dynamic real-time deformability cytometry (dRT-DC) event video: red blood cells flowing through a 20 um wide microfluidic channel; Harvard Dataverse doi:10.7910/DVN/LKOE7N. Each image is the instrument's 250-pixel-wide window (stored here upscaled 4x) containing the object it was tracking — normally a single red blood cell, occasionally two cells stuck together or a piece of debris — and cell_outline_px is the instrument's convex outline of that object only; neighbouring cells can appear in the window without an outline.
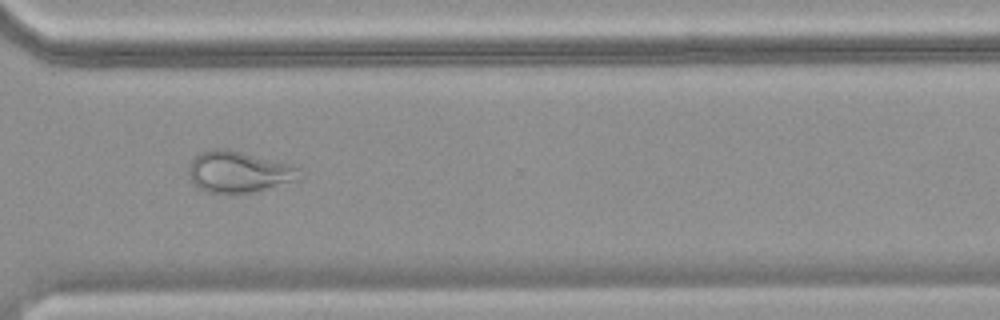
{"species": "common noctule bat (a hibernating species)", "species_latin": "Nyctalus noctula", "temperature_condition": "warm", "stored_images_in_passage": 70, "camera_frame_rate_fps": 3000, "um_per_image_px": 0.085, "animal": {"sex": "female", "body_mass_g": 18.4}, "frame": {"image": 1, "passage_image": 53, "time_ms": 17.333, "image_size_px": [1000, 320], "cell_outline_px": [[300, 180], [256, 192], [228, 196], [208, 192], [192, 184], [188, 176], [188, 164], [192, 156], [200, 152], [212, 148], [228, 148], [292, 164], [300, 168]], "centroid_in_image_um": [20.26, 14.63], "position_along_channel_um": 350.3, "area_um2": 27.98}}
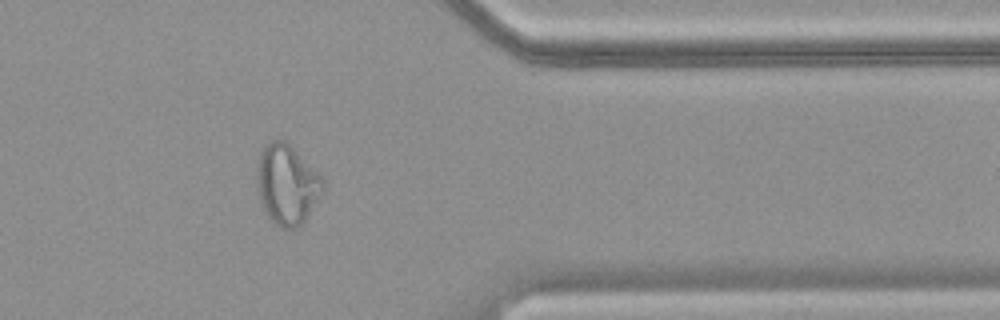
{"frame": {"image": 2, "passage_image": 58, "time_ms": 19.0, "image_size_px": [1000, 320], "cell_outline_px": [[324, 192], [304, 224], [296, 228], [284, 228], [276, 224], [264, 212], [256, 192], [256, 164], [260, 152], [264, 144], [272, 140], [284, 140], [324, 180]], "centroid_in_image_um": [24.36, 15.72], "position_along_channel_um": 387.0, "area_um2": 31.1}}
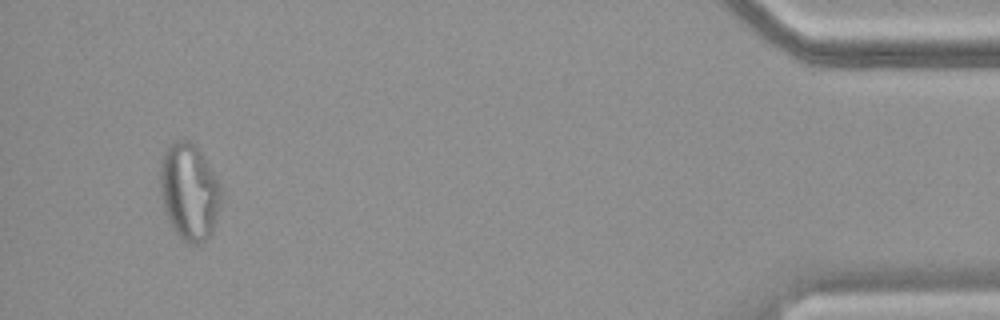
{"frame": {"image": 3, "passage_image": 67, "time_ms": 22.0, "image_size_px": [1000, 320], "cell_outline_px": [[220, 200], [212, 232], [200, 244], [188, 244], [176, 232], [168, 220], [164, 208], [160, 192], [160, 168], [164, 152], [168, 144], [176, 140], [188, 140], [196, 144], [204, 156], [220, 184]], "centroid_in_image_um": [16.06, 16.26], "position_along_channel_um": 419.1, "area_um2": 34.16}}